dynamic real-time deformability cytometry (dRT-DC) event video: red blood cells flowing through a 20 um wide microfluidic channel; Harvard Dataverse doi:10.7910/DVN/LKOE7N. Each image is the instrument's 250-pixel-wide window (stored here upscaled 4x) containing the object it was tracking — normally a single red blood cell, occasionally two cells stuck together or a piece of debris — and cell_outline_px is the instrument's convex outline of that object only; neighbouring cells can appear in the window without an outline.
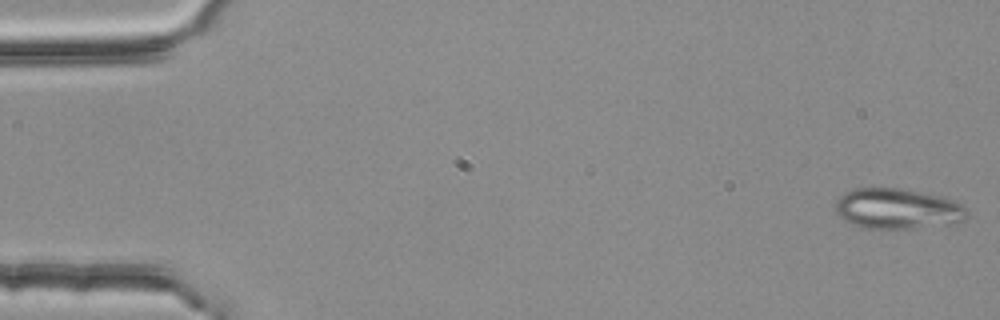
{"species": "common noctule bat (a hibernating species)", "species_latin": "Nyctalus noctula", "temperature_condition": "room temperature", "stored_images_in_passage": 4, "camera_frame_rate_fps": 3000, "um_per_image_px": 0.085, "animal": {"sex": "female", "body_mass_g": 25.1}, "frame": {"image": 1, "passage_image": 1, "time_ms": 0.0, "image_size_px": [1000, 320], "cell_outline_px": [[968, 216], [964, 220], [956, 224], [912, 228], [868, 228], [852, 224], [844, 220], [836, 212], [836, 200], [844, 192], [852, 188], [896, 188], [944, 196], [956, 200], [964, 204], [968, 208]], "centroid_in_image_um": [76.36, 17.74], "position_along_channel_um": 8.6, "area_um2": 31.44}}